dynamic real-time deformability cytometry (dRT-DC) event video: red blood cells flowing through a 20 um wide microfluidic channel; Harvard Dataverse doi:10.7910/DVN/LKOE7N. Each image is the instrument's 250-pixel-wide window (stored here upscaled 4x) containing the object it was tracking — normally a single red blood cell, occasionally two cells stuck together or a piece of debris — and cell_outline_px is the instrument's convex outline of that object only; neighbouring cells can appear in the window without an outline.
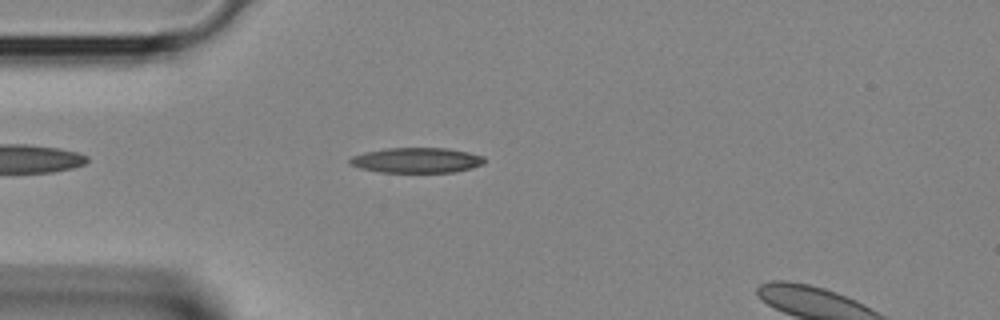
{"species": "Egyptian fruit bat (a non-hibernating species)", "species_latin": "Rousettus aegyptiacus", "temperature_condition": "room temperature", "stored_images_in_passage": 6, "camera_frame_rate_fps": 3000, "um_per_image_px": 0.085, "animal": {"sex": "female"}, "frame": {"image": 1, "passage_image": 4, "time_ms": 1.0, "image_size_px": [1000, 320], "cell_outline_px": [[484, 164], [472, 168], [456, 172], [380, 172], [360, 168], [348, 164], [348, 160], [352, 156], [364, 152], [388, 148], [448, 148], [468, 152], [484, 156]], "centroid_in_image_um": [35.41, 13.62], "position_along_channel_um": 49.6, "area_um2": 19.88}}